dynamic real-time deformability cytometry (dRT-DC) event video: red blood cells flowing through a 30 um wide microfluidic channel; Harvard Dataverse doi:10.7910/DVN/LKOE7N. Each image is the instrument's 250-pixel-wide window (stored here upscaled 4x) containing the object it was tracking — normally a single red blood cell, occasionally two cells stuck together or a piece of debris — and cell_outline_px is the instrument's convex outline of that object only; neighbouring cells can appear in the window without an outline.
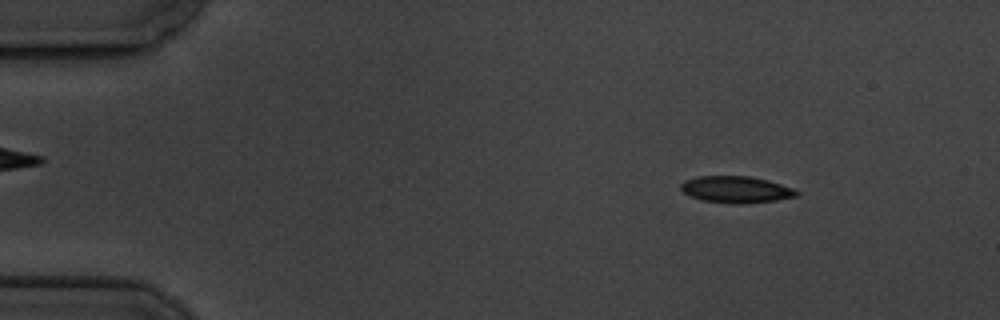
{"species": "common noctule bat (a hibernating species)", "species_latin": "Nyctalus noctula", "temperature_condition": "cold", "stored_images_in_passage": 9, "camera_frame_rate_fps": 3000, "um_per_image_px": 0.085, "animal": {"sex": "male", "body_mass_g": 19.5, "forearm_length_mm": 54.6}, "frame": {"image": 1, "passage_image": 1, "time_ms": 0.0, "image_size_px": [1000, 320], "cell_outline_px": [[800, 196], [776, 200], [740, 204], [732, 204], [704, 200], [692, 196], [684, 192], [680, 188], [680, 184], [684, 180], [696, 176], [748, 176], [768, 180], [792, 188], [800, 192]], "centroid_in_image_um": [62.58, 16.1], "position_along_channel_um": 22.4, "area_um2": 17.98}}
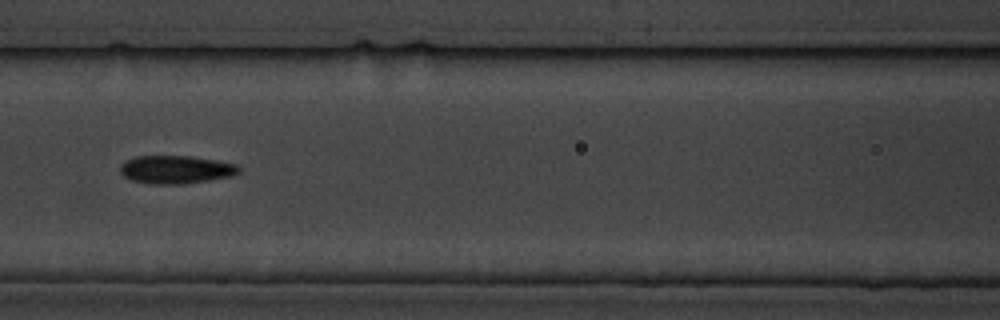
{"frame": {"image": 2, "passage_image": 6, "time_ms": 6.0, "image_size_px": [1000, 320], "cell_outline_px": [[240, 172], [232, 176], [184, 184], [152, 184], [132, 180], [124, 176], [120, 172], [120, 168], [128, 160], [136, 156], [192, 156], [216, 160], [236, 164], [240, 168]], "centroid_in_image_um": [14.99, 14.41], "position_along_channel_um": 151.6, "area_um2": 19.31}}
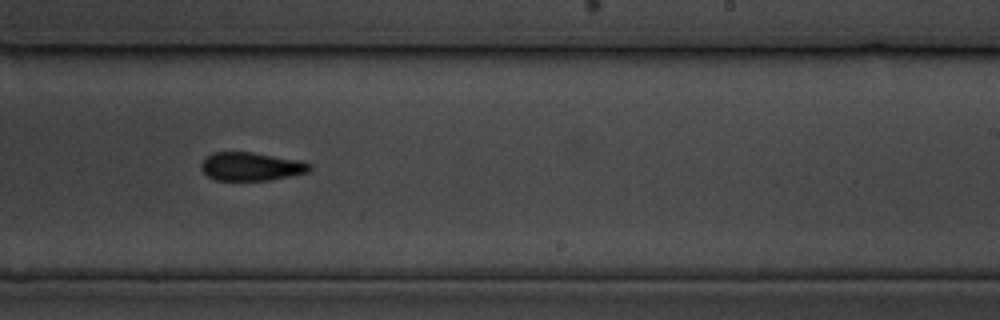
{"frame": {"image": 3, "passage_image": 9, "time_ms": 9.333, "image_size_px": [1000, 320], "cell_outline_px": [[312, 168], [308, 172], [272, 180], [216, 180], [208, 176], [200, 168], [200, 164], [212, 152], [252, 152], [300, 160], [312, 164]], "centroid_in_image_um": [21.37, 14.15], "position_along_channel_um": 267.6, "area_um2": 17.98}}